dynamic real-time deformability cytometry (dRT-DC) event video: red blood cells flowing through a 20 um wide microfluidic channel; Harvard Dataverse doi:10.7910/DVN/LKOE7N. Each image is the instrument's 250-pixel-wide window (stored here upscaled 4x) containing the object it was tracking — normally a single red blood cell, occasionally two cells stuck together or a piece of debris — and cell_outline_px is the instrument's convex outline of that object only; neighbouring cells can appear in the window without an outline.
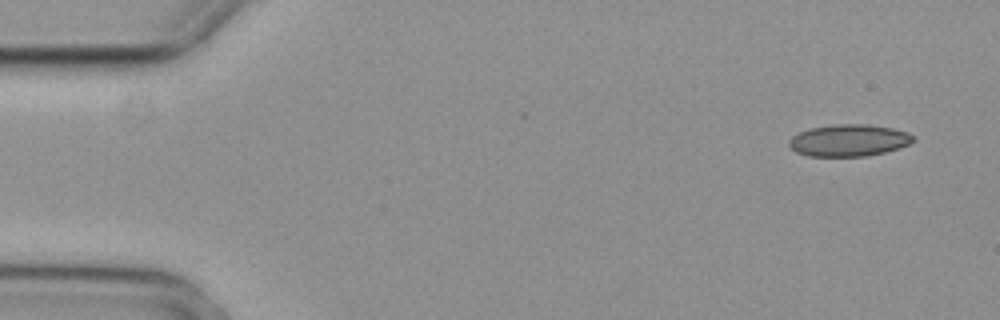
{"species": "common noctule bat (a hibernating species)", "species_latin": "Nyctalus noctula", "temperature_condition": "cold", "stored_images_in_passage": 3, "camera_frame_rate_fps": 3000, "um_per_image_px": 0.085, "animal": {"sex": "female", "body_mass_g": 29.2, "forearm_length_mm": 56.3}, "frame": {"image": 1, "passage_image": 1, "time_ms": 0.0, "image_size_px": [1000, 320], "cell_outline_px": [[916, 140], [900, 148], [868, 156], [808, 156], [796, 152], [788, 144], [788, 140], [792, 136], [800, 132], [812, 128], [836, 124], [868, 124], [892, 128], [908, 132]], "centroid_in_image_um": [72.16, 11.93], "position_along_channel_um": 12.8, "area_um2": 23.06}}